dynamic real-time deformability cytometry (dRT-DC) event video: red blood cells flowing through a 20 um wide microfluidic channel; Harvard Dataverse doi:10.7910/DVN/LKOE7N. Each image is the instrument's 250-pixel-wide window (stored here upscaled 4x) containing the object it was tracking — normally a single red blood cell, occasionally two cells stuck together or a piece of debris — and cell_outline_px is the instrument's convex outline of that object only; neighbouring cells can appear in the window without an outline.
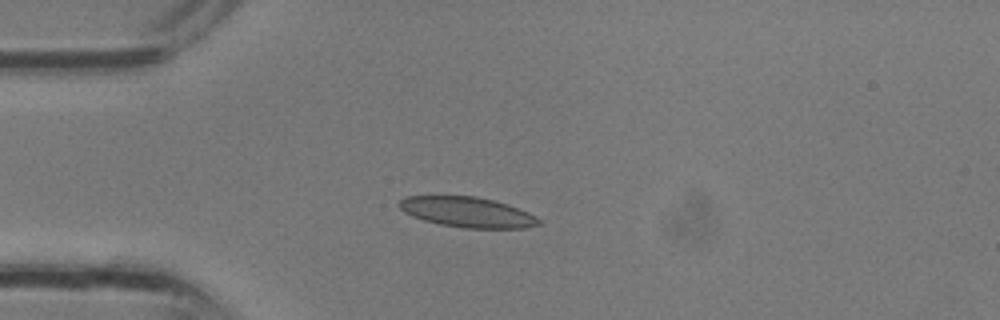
{"species": "common noctule bat (a hibernating species)", "species_latin": "Nyctalus noctula", "temperature_condition": "room temperature", "stored_images_in_passage": 3, "camera_frame_rate_fps": 3000, "um_per_image_px": 0.085, "animal": {"sex": "male", "body_mass_g": 13.3}, "frame": {"image": 1, "passage_image": 3, "time_ms": 0.667, "image_size_px": [1000, 320], "cell_outline_px": [[540, 224], [524, 228], [464, 228], [440, 224], [424, 220], [412, 216], [404, 212], [396, 204], [404, 196], [476, 196], [508, 204], [528, 212], [536, 216], [540, 220]], "centroid_in_image_um": [39.7, 18.03], "position_along_channel_um": 45.3, "area_um2": 24.62}}